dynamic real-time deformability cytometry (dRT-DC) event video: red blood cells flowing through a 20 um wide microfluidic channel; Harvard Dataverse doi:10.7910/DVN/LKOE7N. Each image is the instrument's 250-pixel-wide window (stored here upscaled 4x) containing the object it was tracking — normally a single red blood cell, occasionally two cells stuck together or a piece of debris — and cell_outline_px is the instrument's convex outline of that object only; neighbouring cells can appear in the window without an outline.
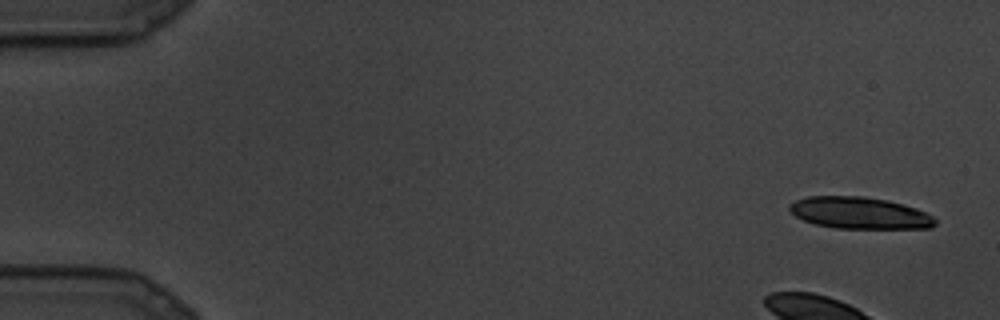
{"species": "common noctule bat (a hibernating species)", "species_latin": "Nyctalus noctula", "temperature_condition": "cold", "stored_images_in_passage": 6, "camera_frame_rate_fps": 3000, "um_per_image_px": 0.085, "animal": {"sex": "male", "body_mass_g": 19.5, "forearm_length_mm": 54.6}, "frame": {"image": 1, "passage_image": 1, "time_ms": 0.0, "image_size_px": [1000, 320], "cell_outline_px": [[936, 224], [932, 228], [836, 228], [816, 224], [804, 220], [796, 216], [788, 208], [788, 204], [796, 200], [808, 196], [864, 196], [888, 200], [916, 208], [932, 216], [936, 220]], "centroid_in_image_um": [73.06, 18.09], "position_along_channel_um": 11.9, "area_um2": 26.88}}